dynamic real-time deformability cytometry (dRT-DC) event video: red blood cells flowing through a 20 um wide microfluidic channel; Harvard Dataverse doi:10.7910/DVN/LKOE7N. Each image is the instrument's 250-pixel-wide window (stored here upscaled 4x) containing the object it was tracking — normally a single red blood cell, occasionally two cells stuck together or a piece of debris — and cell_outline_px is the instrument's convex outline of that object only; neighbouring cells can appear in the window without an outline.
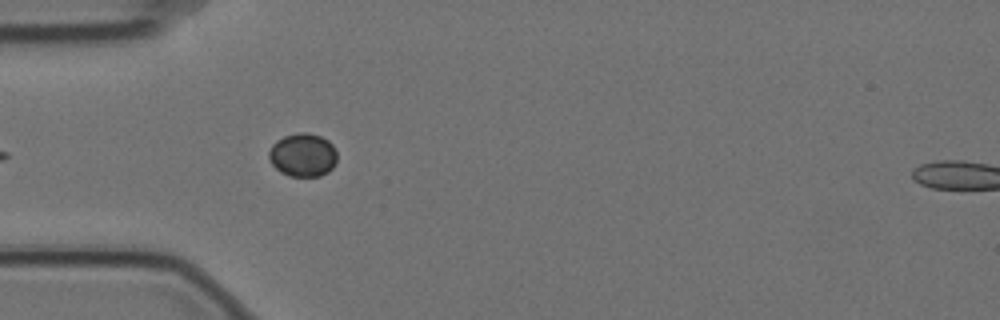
{"species": "Egyptian fruit bat (a non-hibernating species)", "species_latin": "Rousettus aegyptiacus", "temperature_condition": "cold", "stored_images_in_passage": 6, "camera_frame_rate_fps": 3000, "um_per_image_px": 0.085, "animal": {"sex": "female"}, "frame": {"image": 1, "passage_image": 5, "time_ms": 1.333, "image_size_px": [1000, 320], "cell_outline_px": [[336, 164], [328, 172], [320, 176], [288, 176], [280, 172], [268, 160], [268, 152], [272, 144], [276, 140], [284, 136], [296, 132], [308, 132], [320, 136], [328, 140], [332, 144], [336, 152]], "centroid_in_image_um": [25.72, 13.17], "position_along_channel_um": 59.3, "area_um2": 17.51}}